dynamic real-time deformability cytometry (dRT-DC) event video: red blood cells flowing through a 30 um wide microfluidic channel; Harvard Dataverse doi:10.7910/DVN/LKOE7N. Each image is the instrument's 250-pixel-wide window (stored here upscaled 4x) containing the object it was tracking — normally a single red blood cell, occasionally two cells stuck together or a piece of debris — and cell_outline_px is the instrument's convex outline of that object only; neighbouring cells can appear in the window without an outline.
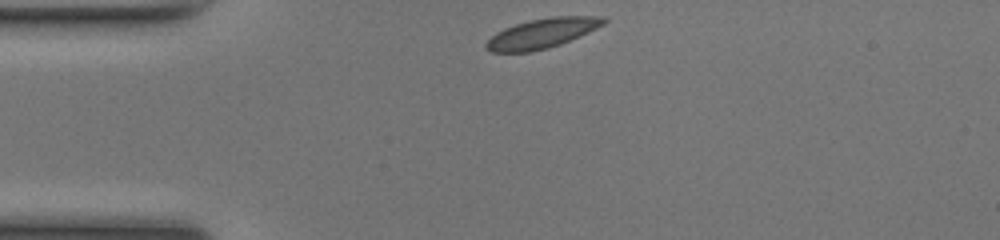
{"species": "common noctule bat (a hibernating species)", "species_latin": "Nyctalus noctula", "temperature_condition": "room temperature", "stored_images_in_passage": 33, "camera_frame_rate_fps": 3000, "um_per_image_px": 0.085, "animal": {"sex": "female", "body_mass_g": 17.0, "forearm_length_mm": 48.0}, "frame": {"image": 1, "passage_image": 1, "time_ms": 0.0, "image_size_px": [1000, 240], "cell_outline_px": [[608, 20], [604, 24], [588, 32], [560, 44], [548, 48], [528, 52], [492, 52], [484, 48], [484, 44], [496, 32], [504, 28], [528, 20], [552, 16], [608, 16]], "centroid_in_image_um": [46.08, 2.82], "position_along_channel_um": 38.9, "area_um2": 20.4}}
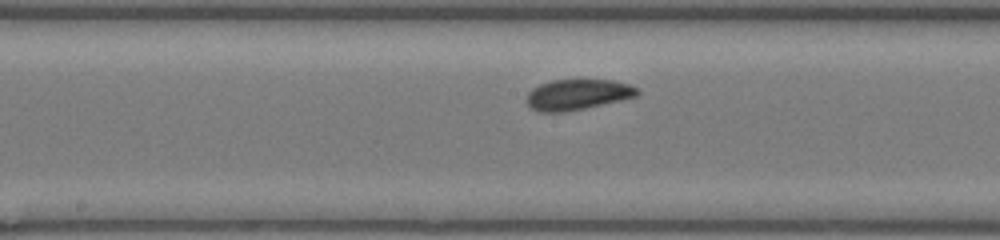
{"frame": {"image": 2, "passage_image": 15, "time_ms": 4.667, "image_size_px": [1000, 240], "cell_outline_px": [[640, 92], [636, 96], [620, 100], [568, 112], [540, 112], [532, 108], [528, 104], [528, 92], [532, 88], [540, 84], [552, 80], [612, 80], [628, 84], [636, 88]], "centroid_in_image_um": [49.08, 8.04], "position_along_channel_um": 199.1, "area_um2": 19.54}}
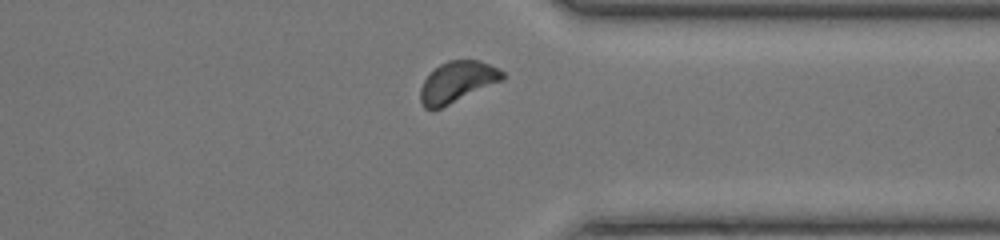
{"frame": {"image": 3, "passage_image": 28, "time_ms": 9.0, "image_size_px": [1000, 240], "cell_outline_px": [[504, 80], [440, 108], [424, 108], [420, 100], [420, 88], [424, 80], [440, 64], [448, 60], [480, 60], [500, 68], [504, 72]], "centroid_in_image_um": [38.9, 6.94], "position_along_channel_um": 372.5, "area_um2": 19.48}, "authors_computed_cell_mechanics": {"area_um2": 19.5364, "velocity_mm_per_s": 4.0867, "shape_relaxation_time_tau1_ms": 3.1429, "shape_relaxation_time_tau2_ms": 8.6272, "deformation_change_tau1": 0.0897, "deformation_change_tau2": 0.0941}}